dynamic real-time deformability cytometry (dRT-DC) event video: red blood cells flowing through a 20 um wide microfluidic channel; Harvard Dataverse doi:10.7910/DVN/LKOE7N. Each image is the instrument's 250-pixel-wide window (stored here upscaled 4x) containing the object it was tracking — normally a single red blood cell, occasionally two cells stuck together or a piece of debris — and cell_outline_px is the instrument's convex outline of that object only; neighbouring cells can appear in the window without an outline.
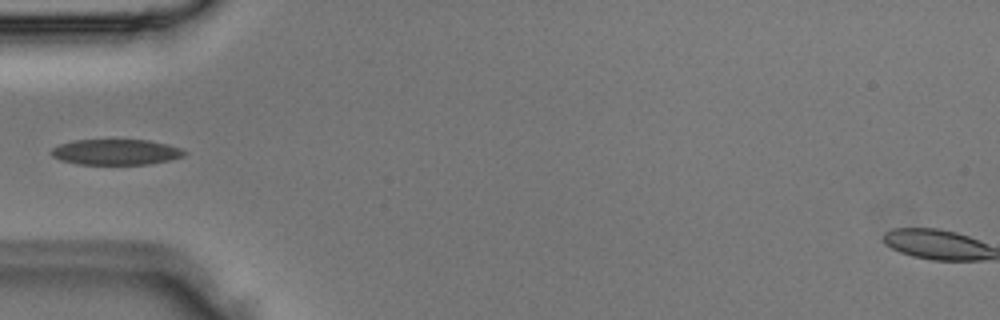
{"species": "Egyptian fruit bat (a non-hibernating species)", "species_latin": "Rousettus aegyptiacus", "temperature_condition": "room temperature", "stored_images_in_passage": 2, "camera_frame_rate_fps": 3000, "um_per_image_px": 0.085, "animal": {"sex": "male"}, "frame": {"image": 1, "passage_image": 2, "time_ms": 0.333, "image_size_px": [1000, 320], "cell_outline_px": [[188, 152], [184, 156], [168, 160], [148, 164], [76, 164], [60, 160], [52, 156], [52, 148], [60, 144], [72, 140], [148, 140], [168, 144], [180, 148]], "centroid_in_image_um": [9.85, 12.92], "position_along_channel_um": 75.1, "area_um2": 19.83}}